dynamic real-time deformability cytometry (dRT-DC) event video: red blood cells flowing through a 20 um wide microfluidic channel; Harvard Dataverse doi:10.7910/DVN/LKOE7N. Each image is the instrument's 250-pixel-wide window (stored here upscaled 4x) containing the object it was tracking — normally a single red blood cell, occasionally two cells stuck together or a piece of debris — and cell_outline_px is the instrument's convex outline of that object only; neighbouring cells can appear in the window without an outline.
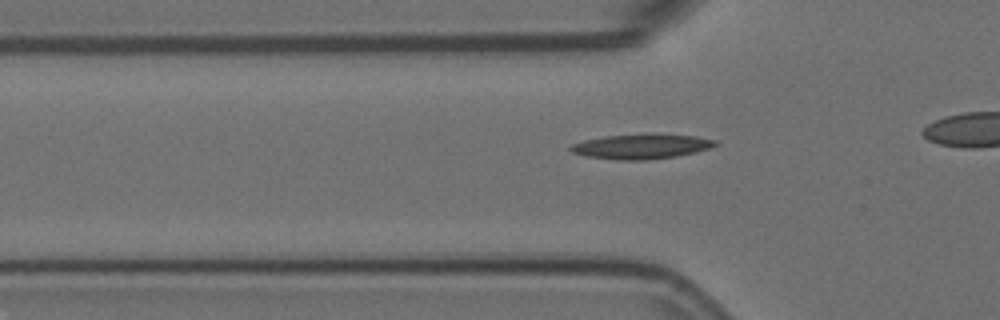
{"species": "Egyptian fruit bat (a non-hibernating species)", "species_latin": "Rousettus aegyptiacus", "temperature_condition": "room temperature", "stored_images_in_passage": 31, "camera_frame_rate_fps": 3000, "um_per_image_px": 0.085, "animal": {"sex": "female"}, "frame": {"image": 1, "passage_image": 5, "time_ms": 1.333, "image_size_px": [1000, 320], "cell_outline_px": [[716, 144], [712, 148], [696, 152], [676, 156], [644, 160], [616, 160], [584, 156], [572, 152], [568, 148], [572, 144], [584, 140], [604, 136], [652, 132], [696, 136], [716, 140]], "centroid_in_image_um": [54.52, 12.42], "position_along_channel_um": 71.3, "area_um2": 21.44}}
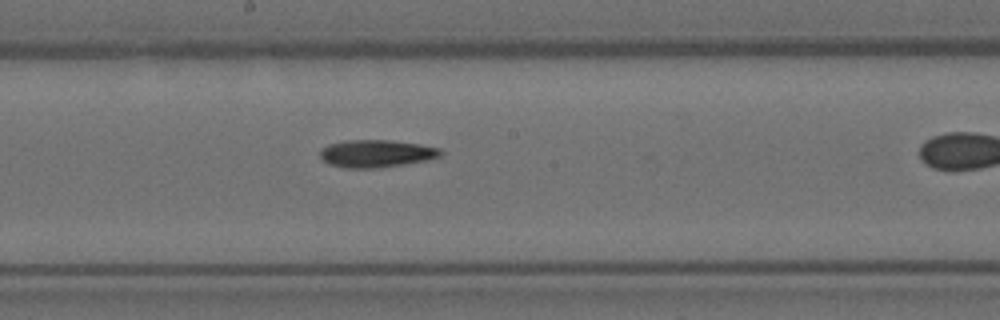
{"frame": {"image": 2, "passage_image": 17, "time_ms": 5.333, "image_size_px": [1000, 320], "cell_outline_px": [[444, 152], [440, 156], [428, 160], [380, 168], [344, 168], [328, 164], [320, 156], [320, 148], [328, 144], [344, 140], [392, 140], [420, 144], [440, 148]], "centroid_in_image_um": [31.98, 13.05], "position_along_channel_um": 216.2, "area_um2": 19.59}}
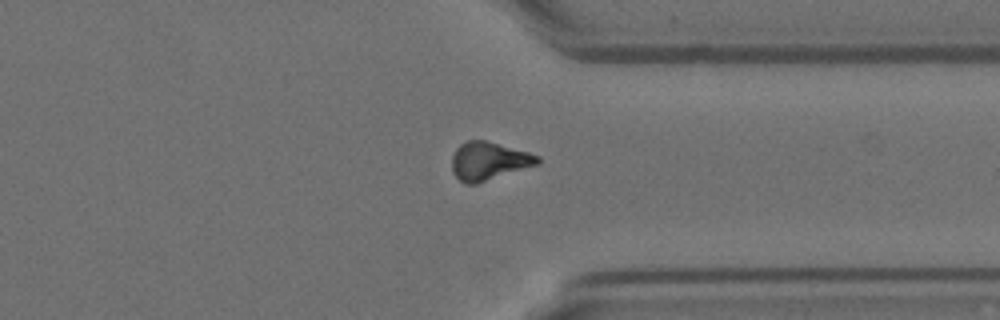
{"frame": {"image": 3, "passage_image": 30, "time_ms": 9.667, "image_size_px": [1000, 320], "cell_outline_px": [[540, 164], [476, 184], [464, 184], [452, 172], [452, 156], [456, 148], [460, 144], [468, 140], [484, 140], [528, 152], [540, 156]], "centroid_in_image_um": [41.54, 13.7], "position_along_channel_um": 369.9, "area_um2": 19.07}}